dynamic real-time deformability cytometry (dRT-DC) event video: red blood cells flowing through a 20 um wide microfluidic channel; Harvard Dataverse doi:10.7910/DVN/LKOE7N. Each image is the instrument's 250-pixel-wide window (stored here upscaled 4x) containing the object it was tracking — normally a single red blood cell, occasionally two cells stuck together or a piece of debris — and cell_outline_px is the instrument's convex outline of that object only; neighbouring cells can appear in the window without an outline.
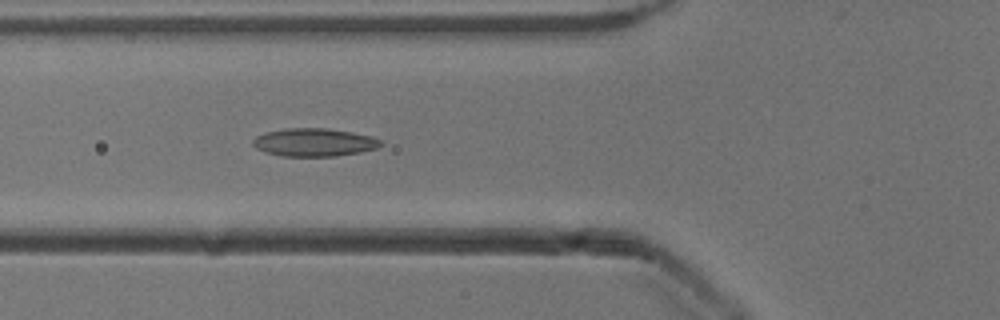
{"species": "common noctule bat (a hibernating species)", "species_latin": "Nyctalus noctula", "temperature_condition": "cold", "stored_images_in_passage": 25, "camera_frame_rate_fps": 3000, "um_per_image_px": 0.085, "animal": {"sex": "male", "body_mass_g": 13.3}, "frame": {"image": 1, "passage_image": 7, "time_ms": 2.0, "image_size_px": [1000, 320], "cell_outline_px": [[384, 144], [376, 148], [360, 152], [336, 156], [280, 156], [264, 152], [256, 148], [252, 144], [252, 140], [256, 136], [268, 132], [284, 128], [328, 128], [352, 132], [372, 136], [384, 140]], "centroid_in_image_um": [26.73, 12.1], "position_along_channel_um": 99.1, "area_um2": 21.1}}
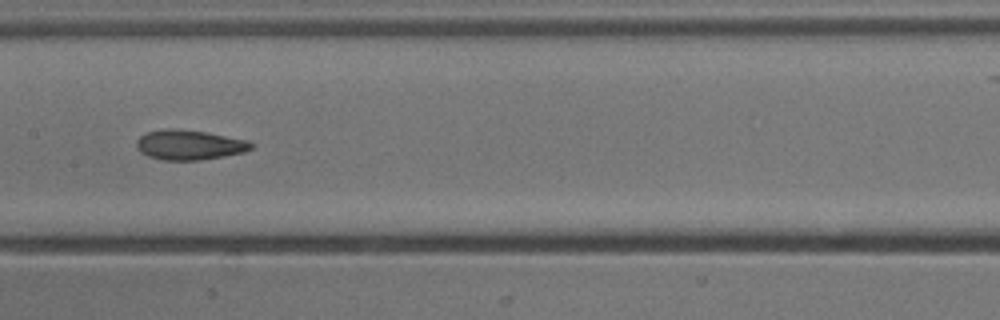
{"frame": {"image": 2, "passage_image": 14, "time_ms": 4.333, "image_size_px": [1000, 320], "cell_outline_px": [[256, 144], [252, 148], [244, 152], [200, 160], [164, 160], [148, 156], [140, 152], [136, 148], [136, 140], [140, 136], [148, 132], [164, 128], [176, 128], [204, 132], [248, 140]], "centroid_in_image_um": [16.08, 12.31], "position_along_channel_um": 191.3, "area_um2": 20.0}}
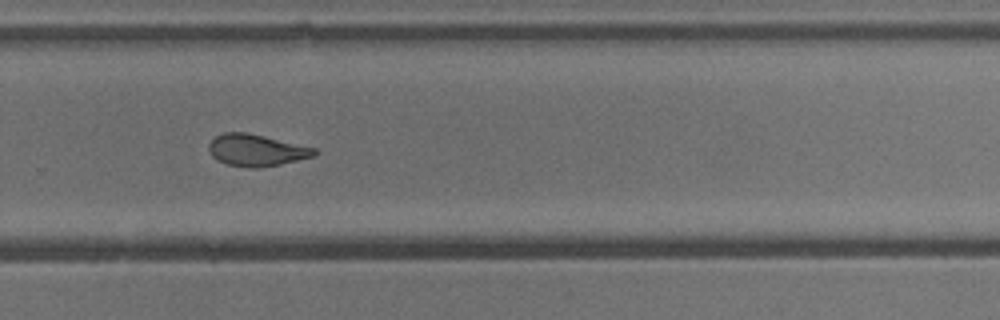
{"frame": {"image": 3, "passage_image": 23, "time_ms": 7.333, "image_size_px": [1000, 320], "cell_outline_px": [[320, 152], [316, 156], [280, 164], [256, 168], [252, 168], [228, 164], [216, 160], [212, 156], [208, 148], [208, 144], [216, 136], [224, 132], [244, 132], [264, 136], [316, 148]], "centroid_in_image_um": [21.81, 12.77], "position_along_channel_um": 308.0, "area_um2": 19.54}}